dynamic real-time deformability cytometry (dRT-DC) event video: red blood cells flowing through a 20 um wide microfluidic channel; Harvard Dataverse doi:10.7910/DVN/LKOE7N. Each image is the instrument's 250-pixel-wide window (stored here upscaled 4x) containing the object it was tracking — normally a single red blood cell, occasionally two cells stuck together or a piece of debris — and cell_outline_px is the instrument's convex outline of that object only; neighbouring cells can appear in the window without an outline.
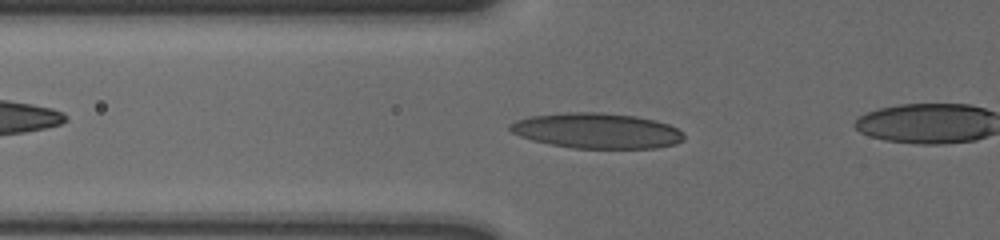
{"species": "human", "species_latin": "Homo sapiens", "temperature_condition": "cold", "stored_images_in_passage": 55, "camera_frame_rate_fps": 3000, "um_per_image_px": 0.085, "donor": {"sex": "male"}, "frame": {"image": 1, "passage_image": 25, "time_ms": 8.0, "image_size_px": [1000, 240], "cell_outline_px": [[684, 140], [676, 144], [656, 148], [572, 148], [532, 140], [520, 136], [512, 132], [508, 128], [508, 124], [516, 120], [532, 116], [564, 112], [600, 112], [636, 116], [656, 120], [668, 124], [676, 128], [684, 136]], "centroid_in_image_um": [50.72, 11.11], "position_along_channel_um": 75.1, "area_um2": 35.84}}
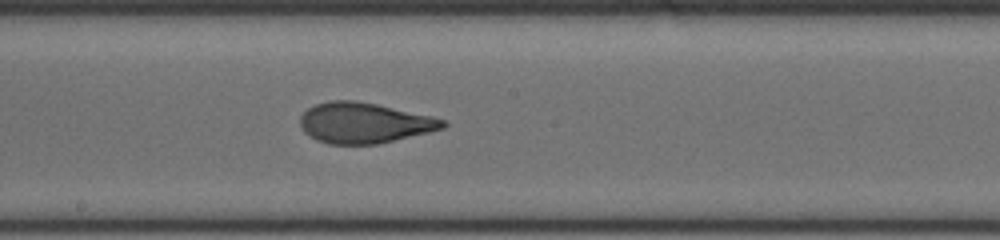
{"frame": {"image": 2, "passage_image": 37, "time_ms": 12.0, "image_size_px": [1000, 240], "cell_outline_px": [[448, 124], [444, 128], [428, 132], [376, 144], [328, 144], [316, 140], [304, 132], [300, 124], [300, 116], [308, 108], [316, 104], [328, 100], [356, 100], [376, 104], [432, 116], [444, 120]], "centroid_in_image_um": [30.92, 10.44], "position_along_channel_um": 217.3, "area_um2": 33.58}}
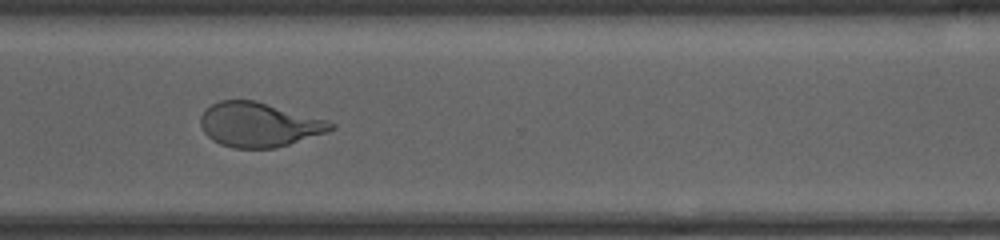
{"frame": {"image": 3, "passage_image": 48, "time_ms": 15.667, "image_size_px": [1000, 240], "cell_outline_px": [[336, 128], [328, 132], [276, 148], [232, 148], [220, 144], [212, 140], [204, 132], [200, 124], [200, 116], [204, 108], [220, 100], [256, 100], [328, 120], [336, 124]], "centroid_in_image_um": [22.01, 10.59], "position_along_channel_um": 348.6, "area_um2": 34.04}}